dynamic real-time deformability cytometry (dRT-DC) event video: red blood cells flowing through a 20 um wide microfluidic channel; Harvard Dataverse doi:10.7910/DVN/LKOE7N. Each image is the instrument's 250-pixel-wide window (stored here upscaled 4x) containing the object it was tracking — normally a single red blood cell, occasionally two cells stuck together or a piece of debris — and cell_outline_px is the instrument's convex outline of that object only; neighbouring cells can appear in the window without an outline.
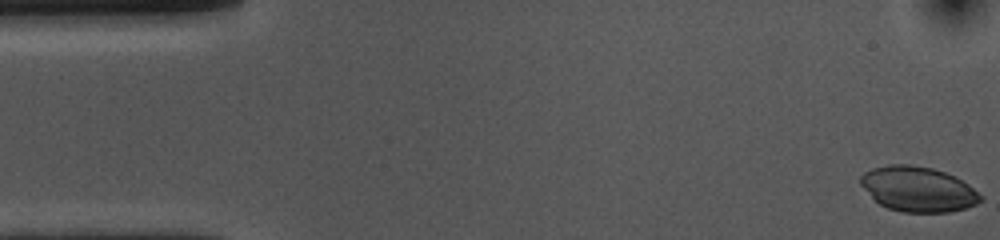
{"species": "common noctule bat (a hibernating species)", "species_latin": "Nyctalus noctula", "temperature_condition": "cold", "stored_images_in_passage": 53, "camera_frame_rate_fps": 3000, "um_per_image_px": 0.085, "animal": {"sex": "female", "body_mass_g": 10.0, "forearm_length_mm": 53.1}, "frame": {"image": 1, "passage_image": 1, "time_ms": 0.0, "image_size_px": [1000, 240], "cell_outline_px": [[984, 200], [976, 204], [964, 208], [948, 212], [904, 212], [888, 208], [880, 204], [860, 184], [860, 176], [864, 172], [872, 168], [888, 164], [908, 164], [932, 168], [956, 176], [968, 184], [984, 196]], "centroid_in_image_um": [78.06, 16.06], "position_along_channel_um": 6.9, "area_um2": 31.5}}
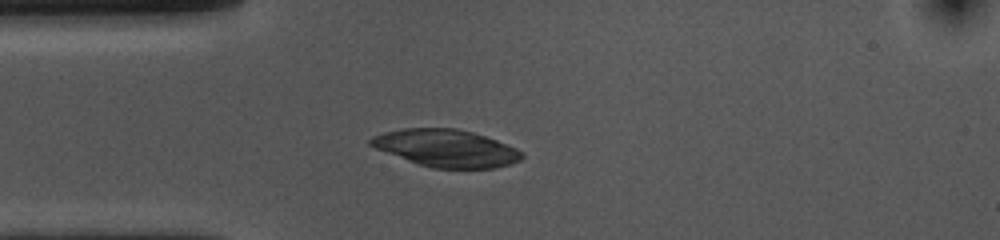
{"frame": {"image": 2, "passage_image": 13, "time_ms": 4.0, "image_size_px": [1000, 240], "cell_outline_px": [[524, 156], [520, 160], [512, 164], [496, 168], [432, 168], [420, 164], [376, 148], [368, 144], [368, 140], [372, 136], [384, 132], [404, 128], [456, 128], [472, 132], [496, 140], [516, 148], [524, 152]], "centroid_in_image_um": [37.96, 12.59], "position_along_channel_um": 47.0, "area_um2": 32.66}}
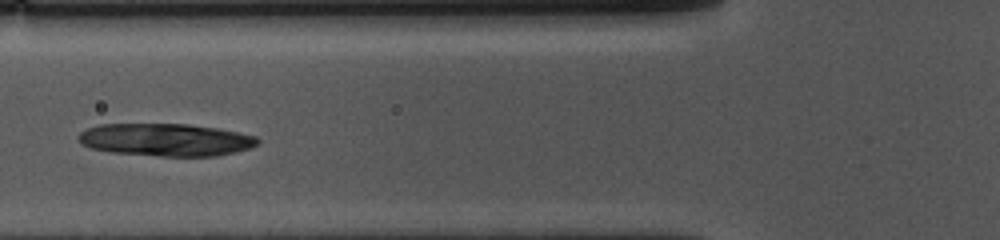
{"frame": {"image": 3, "passage_image": 19, "time_ms": 6.0, "image_size_px": [1000, 240], "cell_outline_px": [[260, 144], [248, 148], [216, 156], [160, 156], [112, 152], [92, 148], [80, 144], [76, 136], [80, 132], [88, 128], [100, 124], [188, 124], [216, 128], [256, 136], [260, 140]], "centroid_in_image_um": [14.06, 11.88], "position_along_channel_um": 111.7, "area_um2": 33.93}}